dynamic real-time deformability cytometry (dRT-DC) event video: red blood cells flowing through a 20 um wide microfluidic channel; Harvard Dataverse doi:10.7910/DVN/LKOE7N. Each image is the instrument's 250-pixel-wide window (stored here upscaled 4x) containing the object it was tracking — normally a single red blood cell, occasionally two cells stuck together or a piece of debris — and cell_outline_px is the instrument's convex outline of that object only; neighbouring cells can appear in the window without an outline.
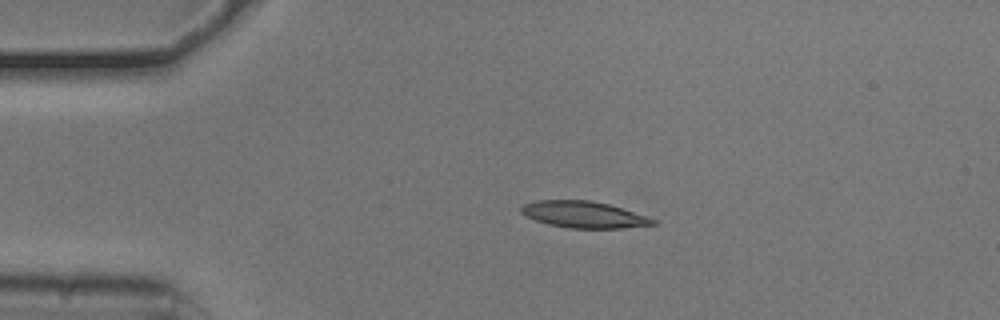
{"species": "common noctule bat (a hibernating species)", "species_latin": "Nyctalus noctula", "temperature_condition": "cold", "stored_images_in_passage": 32, "camera_frame_rate_fps": 3000, "um_per_image_px": 0.085, "animal": {"sex": "male", "body_mass_g": 20.5, "forearm_length_mm": 52.5}, "frame": {"image": 1, "passage_image": 1, "time_ms": 0.0, "image_size_px": [1000, 320], "cell_outline_px": [[656, 224], [620, 228], [568, 228], [548, 224], [524, 216], [520, 212], [520, 208], [524, 204], [536, 200], [588, 200], [608, 204], [656, 220]], "centroid_in_image_um": [49.54, 18.24], "position_along_channel_um": 35.5, "area_um2": 20.11}}
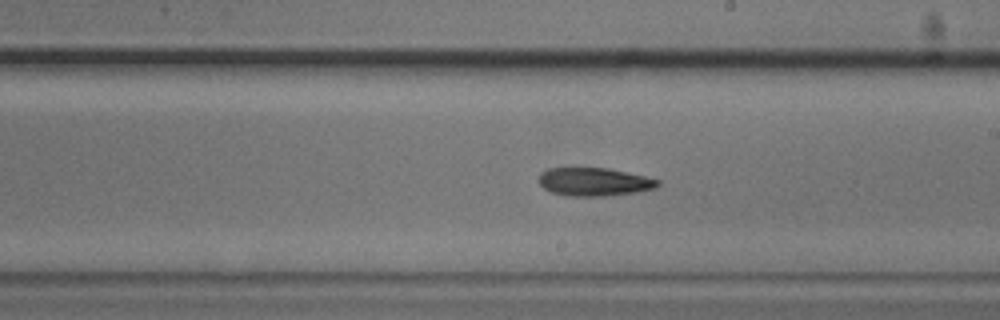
{"frame": {"image": 2, "passage_image": 20, "time_ms": 6.333, "image_size_px": [1000, 320], "cell_outline_px": [[660, 184], [656, 188], [636, 192], [608, 196], [564, 196], [552, 192], [544, 188], [540, 184], [540, 172], [548, 168], [608, 168], [644, 176], [660, 180]], "centroid_in_image_um": [50.51, 15.46], "position_along_channel_um": 238.5, "area_um2": 19.59}}
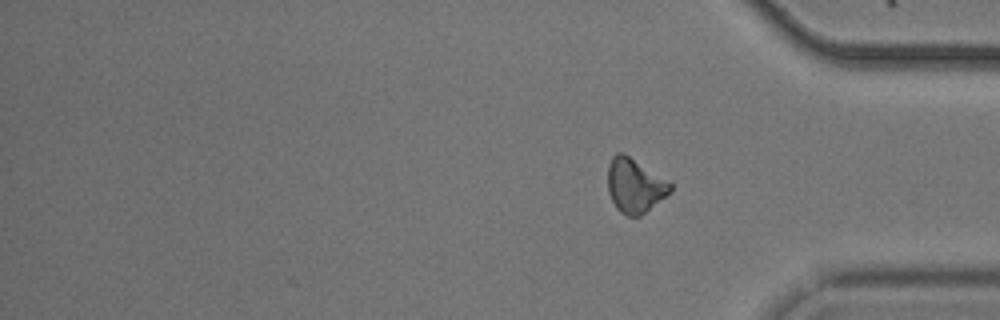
{"frame": {"image": 3, "passage_image": 32, "time_ms": 10.333, "image_size_px": [1000, 320], "cell_outline_px": [[672, 192], [640, 216], [628, 216], [620, 212], [616, 208], [608, 192], [608, 164], [612, 156], [616, 152], [624, 152], [672, 184]], "centroid_in_image_um": [53.94, 15.77], "position_along_channel_um": 381.3, "area_um2": 19.77}, "authors_computed_cell_mechanics": {"area_um2": 20.0277, "velocity_mm_per_s": 3.7822, "shape_relaxation_time_tau1_ms": 6.0477, "shape_relaxation_time_tau2_ms": null, "deformation_change_tau1": 0.1544, "deformation_change_tau2": null}}